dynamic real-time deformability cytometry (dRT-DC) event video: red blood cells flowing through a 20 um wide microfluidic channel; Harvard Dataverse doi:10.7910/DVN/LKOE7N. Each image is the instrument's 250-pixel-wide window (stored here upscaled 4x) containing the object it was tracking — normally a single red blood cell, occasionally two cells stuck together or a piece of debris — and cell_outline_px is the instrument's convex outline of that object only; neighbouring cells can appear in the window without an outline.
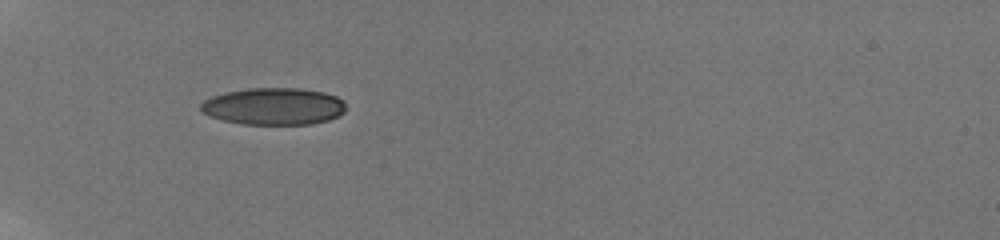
{"species": "human", "species_latin": "Homo sapiens", "temperature_condition": "room temperature", "stored_images_in_passage": 36, "camera_frame_rate_fps": 3000, "um_per_image_px": 0.085, "donor": {"sex": "male"}, "frame": {"image": 1, "passage_image": 1, "time_ms": 0.0, "image_size_px": [1000, 240], "cell_outline_px": [[344, 112], [340, 116], [328, 120], [312, 124], [240, 124], [224, 120], [212, 116], [204, 112], [200, 108], [200, 104], [204, 100], [212, 96], [224, 92], [248, 88], [300, 88], [324, 92], [336, 96], [344, 100]], "centroid_in_image_um": [23.29, 9.03], "position_along_channel_um": 61.7, "area_um2": 31.39}}
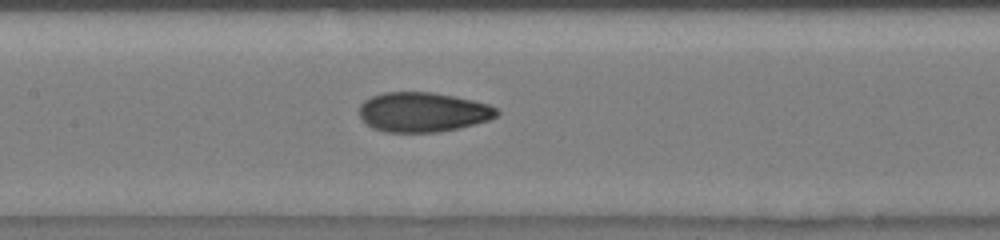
{"frame": {"image": 2, "passage_image": 11, "time_ms": 3.333, "image_size_px": [1000, 240], "cell_outline_px": [[500, 112], [496, 116], [488, 120], [460, 128], [440, 132], [384, 132], [372, 128], [360, 116], [360, 104], [364, 100], [372, 96], [384, 92], [432, 92], [472, 100], [488, 104], [496, 108]], "centroid_in_image_um": [35.94, 9.53], "position_along_channel_um": 171.5, "area_um2": 31.73}}
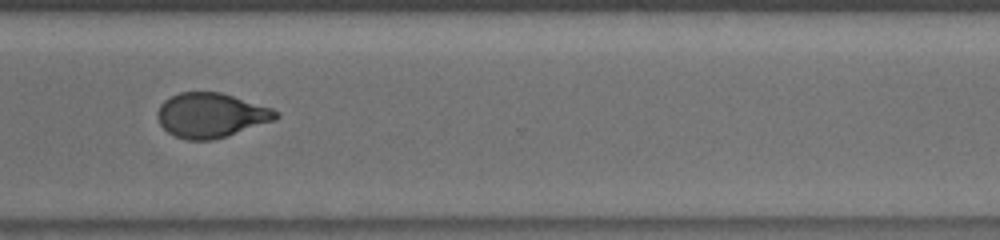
{"frame": {"image": 3, "passage_image": 25, "time_ms": 8.0, "image_size_px": [1000, 240], "cell_outline_px": [[280, 116], [276, 120], [212, 140], [188, 140], [176, 136], [168, 132], [160, 124], [156, 116], [156, 112], [160, 104], [164, 100], [180, 92], [220, 92], [272, 108], [280, 112]], "centroid_in_image_um": [17.93, 9.79], "position_along_channel_um": 352.7, "area_um2": 30.69}, "authors_computed_cell_mechanics": {"area_um2": 31.1542, "velocity_mm_per_s": 3.8909, "shape_relaxation_time_tau1_ms": 7.8161, "shape_relaxation_time_tau2_ms": 1.2093, "deformation_change_tau1": 0.2115, "deformation_change_tau2": 0.0705}}